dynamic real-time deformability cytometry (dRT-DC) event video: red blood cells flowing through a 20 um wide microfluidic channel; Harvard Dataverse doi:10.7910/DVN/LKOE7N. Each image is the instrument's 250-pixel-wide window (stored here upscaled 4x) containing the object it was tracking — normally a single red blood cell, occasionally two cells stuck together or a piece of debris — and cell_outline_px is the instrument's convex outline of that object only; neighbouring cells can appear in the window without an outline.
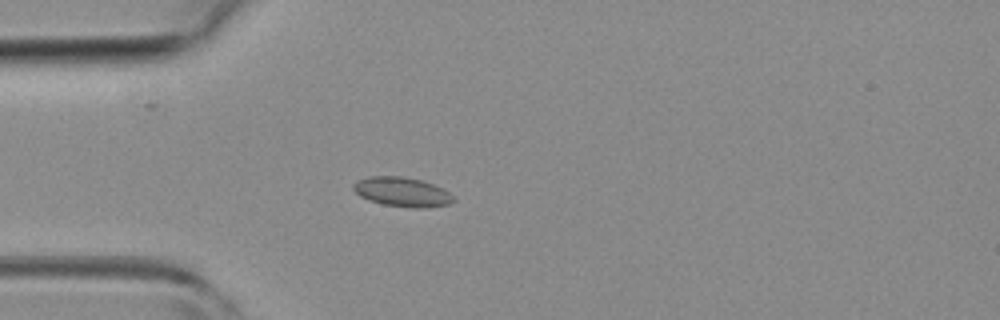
{"species": "common noctule bat (a hibernating species)", "species_latin": "Nyctalus noctula", "temperature_condition": "room temperature", "stored_images_in_passage": 3, "camera_frame_rate_fps": 3000, "um_per_image_px": 0.085, "animal": {"sex": "female", "body_mass_g": 19.3, "forearm_length_mm": 54.1}, "frame": {"image": 1, "passage_image": 3, "time_ms": 2.333, "image_size_px": [1000, 320], "cell_outline_px": [[456, 200], [448, 204], [424, 208], [412, 208], [384, 204], [368, 200], [360, 196], [352, 188], [352, 184], [356, 180], [368, 176], [404, 176], [420, 180], [432, 184], [448, 192]], "centroid_in_image_um": [34.13, 16.31], "position_along_channel_um": 50.9, "area_um2": 17.11}}